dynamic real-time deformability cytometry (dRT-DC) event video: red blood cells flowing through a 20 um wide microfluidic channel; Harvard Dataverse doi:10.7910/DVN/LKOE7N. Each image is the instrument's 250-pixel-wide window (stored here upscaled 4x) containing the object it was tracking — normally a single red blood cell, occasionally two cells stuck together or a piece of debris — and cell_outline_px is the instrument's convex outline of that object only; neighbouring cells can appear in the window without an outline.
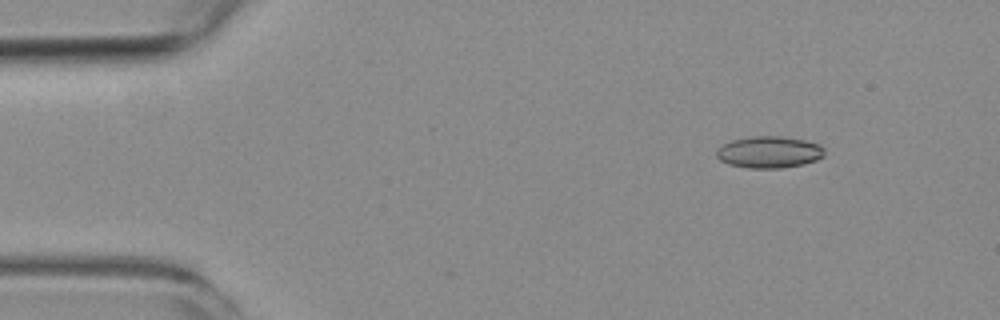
{"species": "common noctule bat (a hibernating species)", "species_latin": "Nyctalus noctula", "temperature_condition": "room temperature", "stored_images_in_passage": 9, "camera_frame_rate_fps": 3000, "um_per_image_px": 0.085, "animal": {"sex": "female", "body_mass_g": 19.3, "forearm_length_mm": 54.1}, "frame": {"image": 1, "passage_image": 2, "time_ms": 1.0, "image_size_px": [1000, 320], "cell_outline_px": [[824, 156], [816, 160], [804, 164], [780, 168], [748, 168], [728, 164], [720, 160], [716, 156], [716, 148], [732, 140], [748, 136], [784, 136], [804, 140], [820, 144], [824, 148]], "centroid_in_image_um": [65.37, 12.92], "position_along_channel_um": 19.6, "area_um2": 20.17}}
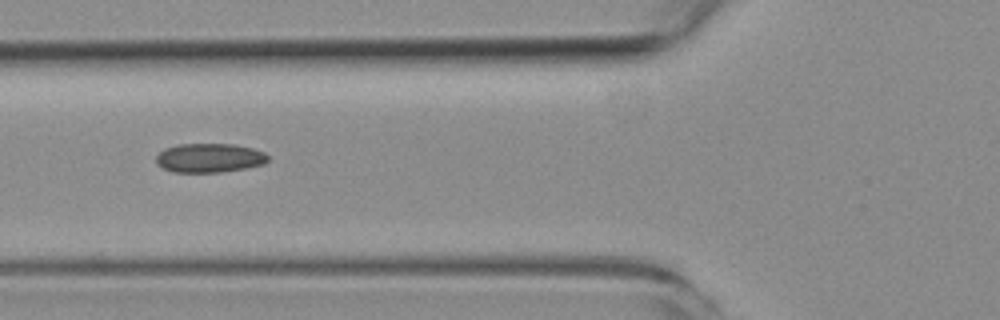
{"frame": {"image": 2, "passage_image": 6, "time_ms": 5.667, "image_size_px": [1000, 320], "cell_outline_px": [[268, 160], [264, 164], [248, 168], [224, 172], [172, 172], [156, 164], [156, 156], [164, 148], [180, 144], [232, 144], [252, 148], [264, 152], [268, 156]], "centroid_in_image_um": [17.8, 13.43], "position_along_channel_um": 108.0, "area_um2": 19.07}}
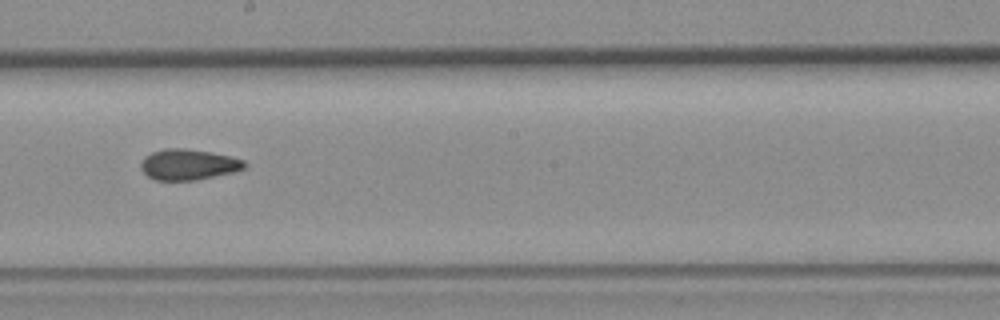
{"frame": {"image": 3, "passage_image": 9, "time_ms": 9.0, "image_size_px": [1000, 320], "cell_outline_px": [[248, 164], [244, 168], [232, 172], [196, 180], [156, 180], [148, 176], [140, 168], [140, 164], [144, 156], [152, 152], [164, 148], [184, 148], [212, 152], [244, 160]], "centroid_in_image_um": [15.99, 13.97], "position_along_channel_um": 232.2, "area_um2": 18.55}}